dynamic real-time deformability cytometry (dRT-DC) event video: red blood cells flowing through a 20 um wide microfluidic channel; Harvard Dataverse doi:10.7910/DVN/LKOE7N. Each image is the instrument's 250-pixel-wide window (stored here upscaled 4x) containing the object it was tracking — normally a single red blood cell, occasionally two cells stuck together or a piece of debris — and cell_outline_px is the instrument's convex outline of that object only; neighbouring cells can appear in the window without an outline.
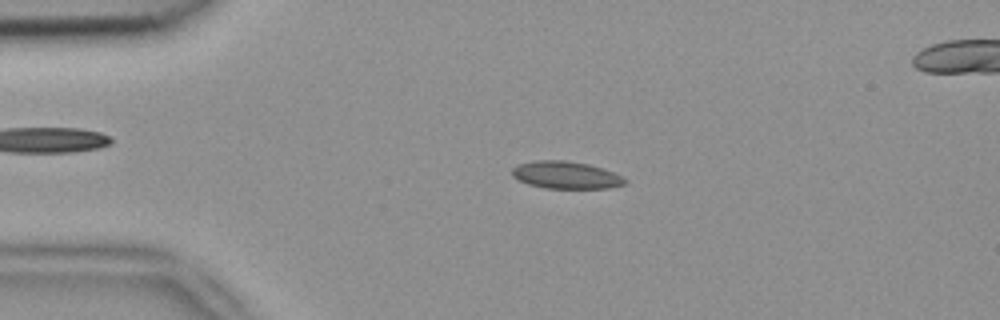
{"species": "common noctule bat (a hibernating species)", "species_latin": "Nyctalus noctula", "temperature_condition": "room temperature", "stored_images_in_passage": 5, "camera_frame_rate_fps": 3000, "um_per_image_px": 0.085, "animal": {"sex": "female", "body_mass_g": 18.4}, "frame": {"image": 1, "passage_image": 3, "time_ms": 0.667, "image_size_px": [1000, 320], "cell_outline_px": [[628, 180], [624, 184], [608, 188], [544, 188], [528, 184], [512, 176], [512, 168], [516, 164], [536, 160], [564, 160], [588, 164], [604, 168]], "centroid_in_image_um": [48.07, 14.87], "position_along_channel_um": 36.9, "area_um2": 17.98}}